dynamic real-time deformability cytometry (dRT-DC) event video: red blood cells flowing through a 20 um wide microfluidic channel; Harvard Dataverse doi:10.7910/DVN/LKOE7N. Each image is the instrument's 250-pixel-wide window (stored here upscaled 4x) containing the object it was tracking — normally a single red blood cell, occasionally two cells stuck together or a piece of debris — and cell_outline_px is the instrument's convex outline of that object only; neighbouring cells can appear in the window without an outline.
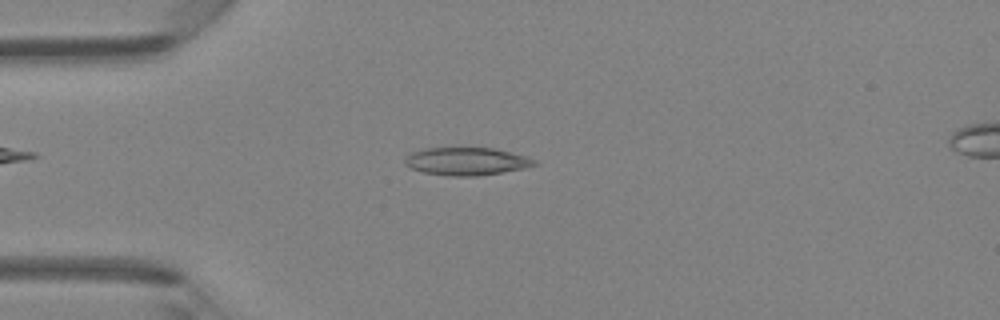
{"species": "Egyptian fruit bat (a non-hibernating species)", "species_latin": "Rousettus aegyptiacus", "temperature_condition": "room temperature", "stored_images_in_passage": 35, "camera_frame_rate_fps": 3000, "um_per_image_px": 0.085, "animal": {"sex": "female"}, "frame": {"image": 1, "passage_image": 2, "time_ms": 0.333, "image_size_px": [1000, 320], "cell_outline_px": [[540, 164], [528, 168], [476, 176], [448, 176], [424, 172], [412, 168], [404, 164], [404, 156], [412, 152], [424, 148], [496, 148], [528, 156], [536, 160]], "centroid_in_image_um": [39.7, 13.71], "position_along_channel_um": 45.3, "area_um2": 21.27}}
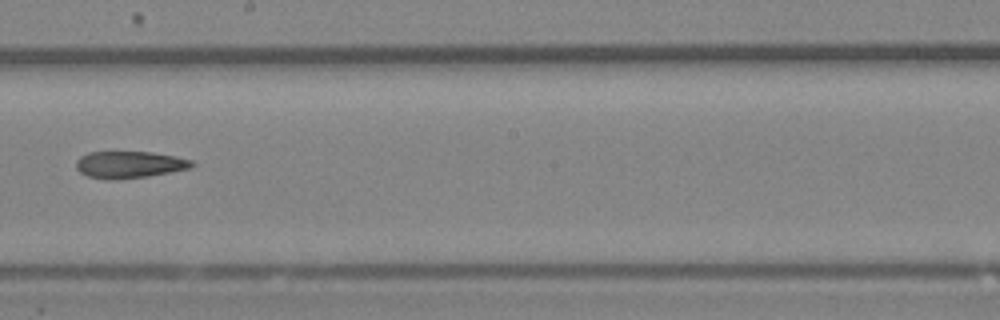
{"frame": {"image": 2, "passage_image": 16, "time_ms": 5.0, "image_size_px": [1000, 320], "cell_outline_px": [[196, 164], [192, 168], [148, 176], [88, 176], [80, 172], [76, 168], [76, 160], [80, 156], [88, 152], [152, 152], [176, 156], [192, 160]], "centroid_in_image_um": [11.08, 13.93], "position_along_channel_um": 237.1, "area_um2": 17.34}}
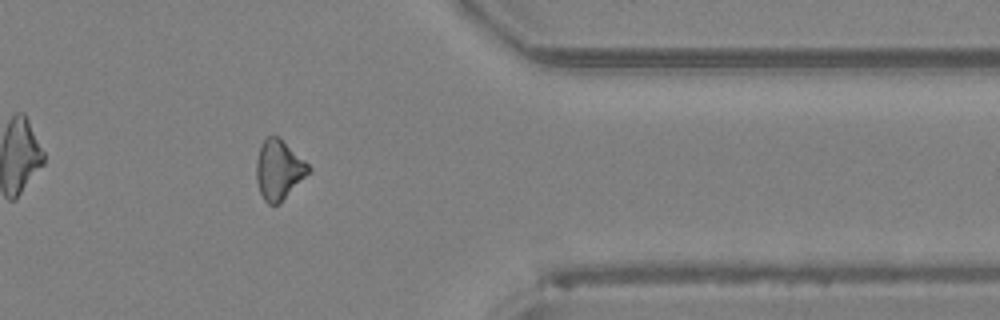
{"frame": {"image": 3, "passage_image": 27, "time_ms": 8.667, "image_size_px": [1000, 320], "cell_outline_px": [[312, 172], [276, 204], [268, 204], [264, 200], [260, 192], [256, 180], [256, 160], [260, 148], [264, 140], [268, 136], [276, 136], [304, 160], [312, 168]], "centroid_in_image_um": [23.7, 14.44], "position_along_channel_um": 387.7, "area_um2": 17.69}}